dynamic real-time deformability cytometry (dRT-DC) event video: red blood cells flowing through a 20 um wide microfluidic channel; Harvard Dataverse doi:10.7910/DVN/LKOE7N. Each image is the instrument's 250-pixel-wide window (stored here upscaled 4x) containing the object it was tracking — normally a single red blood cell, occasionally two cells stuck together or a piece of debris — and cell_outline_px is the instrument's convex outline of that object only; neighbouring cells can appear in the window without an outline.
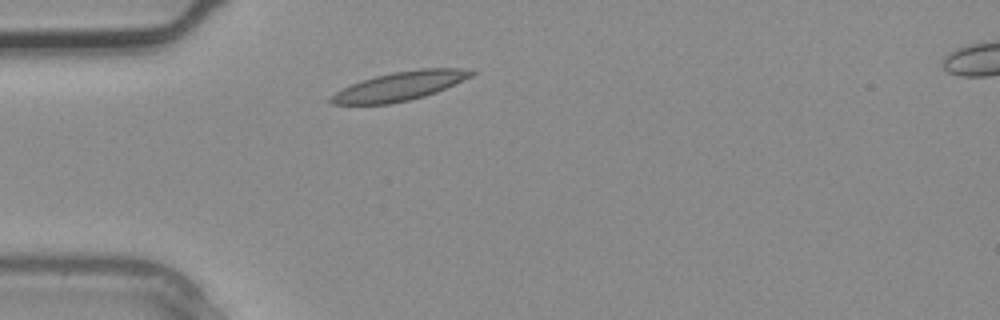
{"species": "common noctule bat (a hibernating species)", "species_latin": "Nyctalus noctula", "temperature_condition": "warm", "stored_images_in_passage": 2, "segment_of_instrument_passage": [1, 2], "camera_frame_rate_fps": 3000, "um_per_image_px": 0.085, "animal": {"sex": "male", "body_mass_g": 20.4}, "frame": {"image": 1, "passage_image": 1, "time_ms": 0.0, "image_size_px": [1000, 320], "cell_outline_px": [[476, 72], [472, 76], [436, 92], [424, 96], [408, 100], [388, 104], [332, 104], [328, 100], [328, 96], [352, 84], [376, 76], [392, 72], [420, 68], [472, 68]], "centroid_in_image_um": [34.01, 7.31], "position_along_channel_um": 51.0, "area_um2": 23.47}}